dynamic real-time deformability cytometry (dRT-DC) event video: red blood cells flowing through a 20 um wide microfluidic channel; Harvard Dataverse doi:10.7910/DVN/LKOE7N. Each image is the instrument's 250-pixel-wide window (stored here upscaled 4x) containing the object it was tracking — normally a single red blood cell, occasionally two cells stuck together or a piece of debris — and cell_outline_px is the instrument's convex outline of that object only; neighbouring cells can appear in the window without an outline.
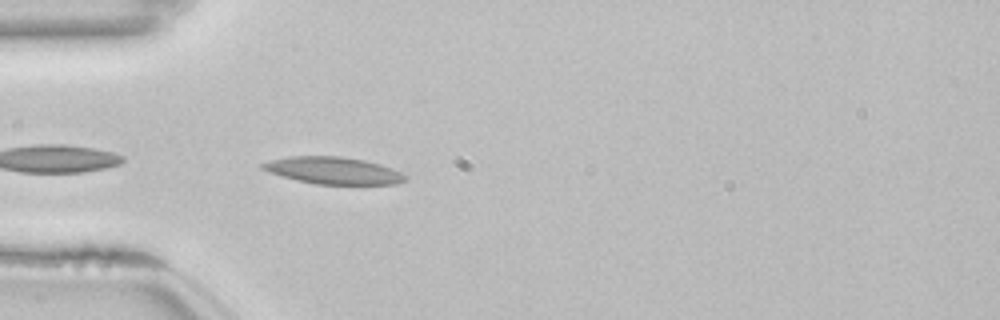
{"species": "common noctule bat (a hibernating species)", "species_latin": "Nyctalus noctula", "temperature_condition": "room temperature", "stored_images_in_passage": 6, "camera_frame_rate_fps": 3000, "um_per_image_px": 0.085, "animal": {"sex": "female", "body_mass_g": 22.7, "forearm_length_mm": 54.2}, "frame": {"image": 1, "passage_image": 2, "time_ms": 0.333, "image_size_px": [1000, 320], "cell_outline_px": [[408, 180], [396, 184], [316, 184], [296, 180], [268, 172], [260, 168], [260, 164], [272, 160], [288, 156], [340, 156], [364, 160], [380, 164], [392, 168], [408, 176]], "centroid_in_image_um": [28.34, 14.5], "position_along_channel_um": 56.7, "area_um2": 22.54}}